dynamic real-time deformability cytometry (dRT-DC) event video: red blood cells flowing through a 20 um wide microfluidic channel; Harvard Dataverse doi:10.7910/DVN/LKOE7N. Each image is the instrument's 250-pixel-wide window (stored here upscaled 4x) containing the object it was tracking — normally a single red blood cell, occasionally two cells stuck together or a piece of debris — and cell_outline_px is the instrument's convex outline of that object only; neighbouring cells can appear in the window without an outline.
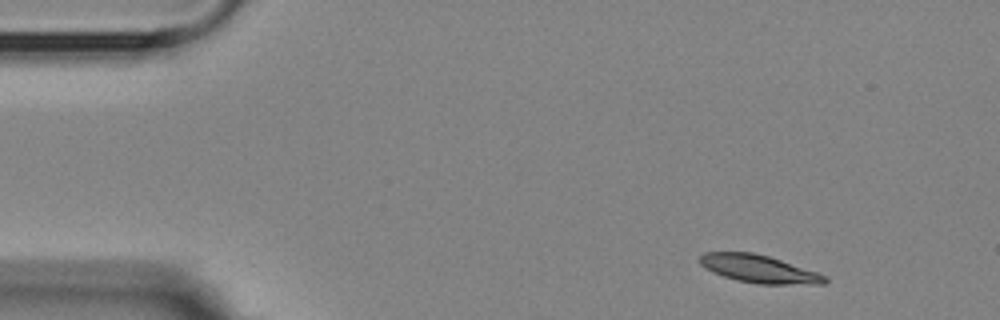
{"species": "Egyptian fruit bat (a non-hibernating species)", "species_latin": "Rousettus aegyptiacus", "temperature_condition": "room temperature", "stored_images_in_passage": 3, "camera_frame_rate_fps": 3000, "um_per_image_px": 0.085, "animal": {"sex": "female"}, "frame": {"image": 1, "passage_image": 1, "time_ms": 0.0, "image_size_px": [1000, 320], "cell_outline_px": [[828, 280], [824, 284], [756, 284], [736, 280], [712, 272], [704, 268], [700, 264], [700, 256], [704, 252], [752, 252], [768, 256], [828, 276]], "centroid_in_image_um": [64.49, 22.86], "position_along_channel_um": 20.5, "area_um2": 20.17}}